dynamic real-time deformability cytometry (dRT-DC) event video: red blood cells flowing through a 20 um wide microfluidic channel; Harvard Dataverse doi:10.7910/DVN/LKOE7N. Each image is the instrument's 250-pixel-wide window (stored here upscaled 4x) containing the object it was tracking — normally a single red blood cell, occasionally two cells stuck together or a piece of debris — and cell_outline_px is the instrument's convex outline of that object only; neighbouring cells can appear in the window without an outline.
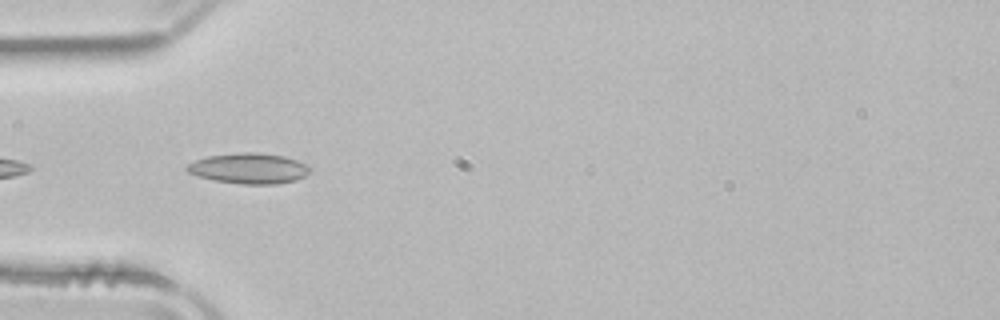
{"species": "common noctule bat (a hibernating species)", "species_latin": "Nyctalus noctula", "temperature_condition": "room temperature", "stored_images_in_passage": 6, "camera_frame_rate_fps": 3000, "um_per_image_px": 0.085, "animal": {"sex": "male", "body_mass_g": 21.5, "forearm_length_mm": 52.0}, "frame": {"image": 1, "passage_image": 2, "time_ms": 0.333, "image_size_px": [1000, 320], "cell_outline_px": [[312, 168], [304, 176], [296, 180], [276, 184], [240, 184], [212, 180], [188, 172], [184, 168], [188, 164], [196, 160], [208, 156], [240, 152], [256, 152], [284, 156], [308, 164]], "centroid_in_image_um": [21.17, 14.31], "position_along_channel_um": 63.8, "area_um2": 21.91}}